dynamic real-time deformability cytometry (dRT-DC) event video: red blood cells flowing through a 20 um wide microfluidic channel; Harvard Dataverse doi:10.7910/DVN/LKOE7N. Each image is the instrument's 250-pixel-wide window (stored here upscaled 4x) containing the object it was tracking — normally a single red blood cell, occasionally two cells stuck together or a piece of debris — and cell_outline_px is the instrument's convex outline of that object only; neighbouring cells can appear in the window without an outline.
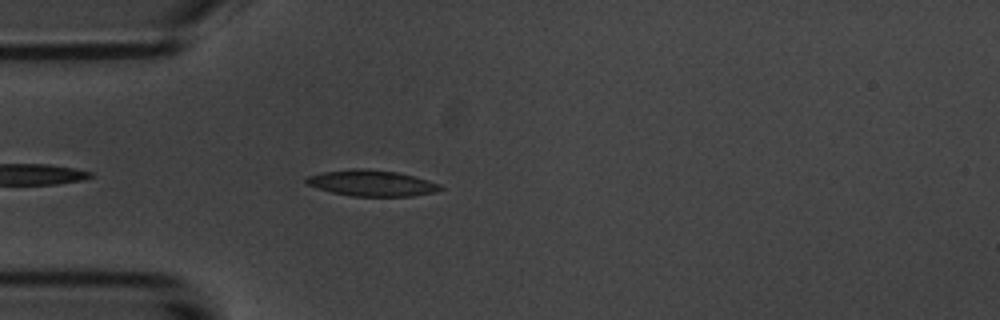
{"species": "common noctule bat (a hibernating species)", "species_latin": "Nyctalus noctula", "temperature_condition": "room temperature", "stored_images_in_passage": 9, "camera_frame_rate_fps": 3000, "um_per_image_px": 0.085, "animal": {"sex": "male", "body_mass_g": 20.1, "forearm_length_mm": 53.5}, "frame": {"image": 1, "passage_image": 2, "time_ms": 0.333, "image_size_px": [1000, 320], "cell_outline_px": [[444, 188], [436, 192], [412, 196], [352, 196], [332, 192], [308, 184], [304, 180], [304, 176], [320, 172], [352, 168], [364, 168], [396, 172], [428, 180], [440, 184]], "centroid_in_image_um": [31.57, 15.55], "position_along_channel_um": 53.4, "area_um2": 20.35}}
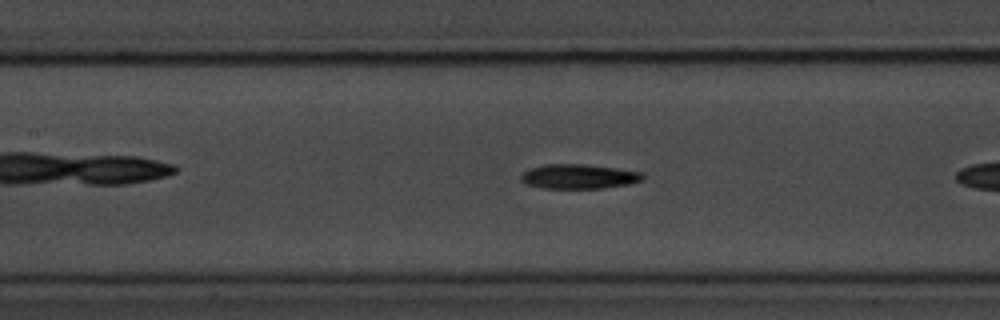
{"frame": {"image": 2, "passage_image": 8, "time_ms": 2.333, "image_size_px": [1000, 320], "cell_outline_px": [[644, 180], [632, 184], [604, 188], [544, 188], [528, 184], [520, 180], [520, 176], [528, 168], [544, 164], [584, 164], [616, 168], [640, 172], [644, 176]], "centroid_in_image_um": [49.21, 15.0], "position_along_channel_um": 158.2, "area_um2": 17.51}}